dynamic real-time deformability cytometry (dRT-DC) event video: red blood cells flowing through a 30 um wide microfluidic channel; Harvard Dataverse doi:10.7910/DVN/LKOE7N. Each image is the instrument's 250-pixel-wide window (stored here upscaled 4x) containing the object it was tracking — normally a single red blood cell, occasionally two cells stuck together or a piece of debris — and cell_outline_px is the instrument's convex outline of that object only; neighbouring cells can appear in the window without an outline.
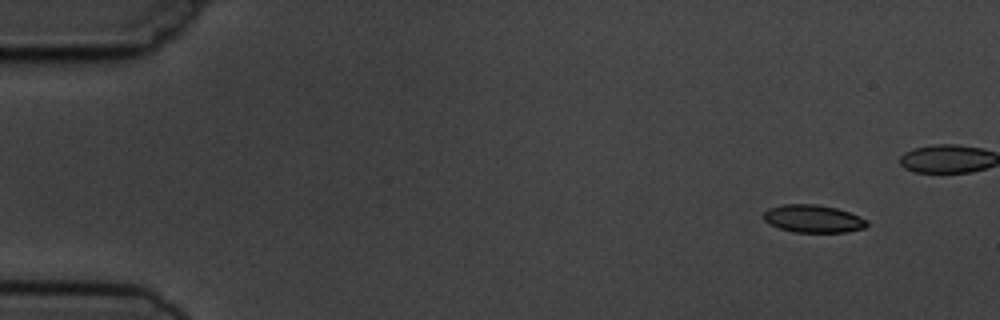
{"species": "common noctule bat (a hibernating species)", "species_latin": "Nyctalus noctula", "temperature_condition": "cold", "stored_images_in_passage": 9, "camera_frame_rate_fps": 3000, "um_per_image_px": 0.085, "animal": {"sex": "male", "body_mass_g": 19.5, "forearm_length_mm": 54.6}, "frame": {"image": 1, "passage_image": 1, "time_ms": 0.0, "image_size_px": [1000, 320], "cell_outline_px": [[868, 224], [864, 228], [844, 232], [792, 232], [768, 224], [764, 220], [764, 212], [768, 208], [784, 204], [816, 204], [836, 208], [860, 216]], "centroid_in_image_um": [69.08, 18.59], "position_along_channel_um": 15.9, "area_um2": 16.59}}